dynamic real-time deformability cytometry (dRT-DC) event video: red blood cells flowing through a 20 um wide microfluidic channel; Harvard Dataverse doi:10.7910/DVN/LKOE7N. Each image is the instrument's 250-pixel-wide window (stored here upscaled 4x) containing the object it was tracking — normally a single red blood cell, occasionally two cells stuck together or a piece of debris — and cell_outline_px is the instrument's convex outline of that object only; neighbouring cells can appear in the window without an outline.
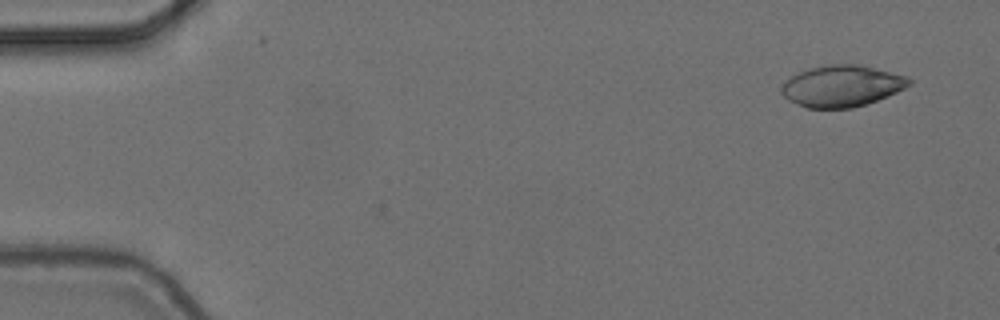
{"species": "common noctule bat (a hibernating species)", "species_latin": "Nyctalus noctula", "temperature_condition": "cold", "stored_images_in_passage": 5, "camera_frame_rate_fps": 3000, "um_per_image_px": 0.085, "animal": {"sex": "female", "body_mass_g": 24.6, "forearm_length_mm": 56.2}, "frame": {"image": 1, "passage_image": 1, "time_ms": 0.0, "image_size_px": [1000, 320], "cell_outline_px": [[912, 84], [888, 96], [852, 108], [808, 108], [788, 100], [780, 92], [780, 88], [792, 76], [808, 68], [828, 64], [860, 64], [908, 76], [912, 80]], "centroid_in_image_um": [71.58, 7.3], "position_along_channel_um": 13.4, "area_um2": 30.75}}
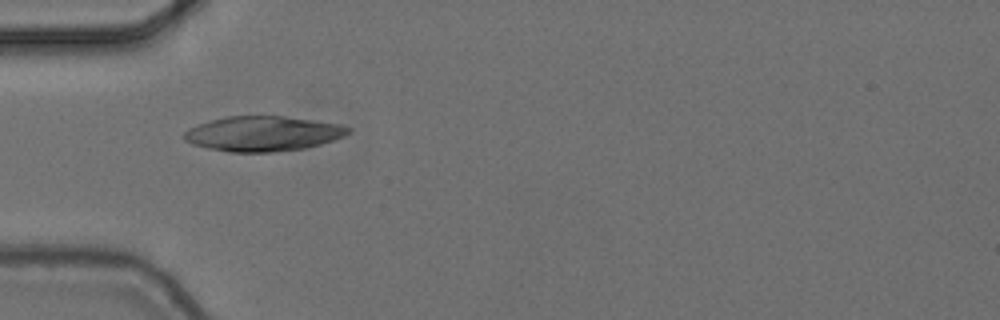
{"frame": {"image": 2, "passage_image": 5, "time_ms": 1.333, "image_size_px": [1000, 320], "cell_outline_px": [[352, 132], [344, 136], [320, 144], [304, 148], [272, 152], [228, 152], [208, 148], [192, 144], [184, 140], [184, 132], [188, 128], [208, 120], [224, 116], [284, 116], [340, 124], [352, 128]], "centroid_in_image_um": [22.33, 11.35], "position_along_channel_um": 62.7, "area_um2": 33.58}}